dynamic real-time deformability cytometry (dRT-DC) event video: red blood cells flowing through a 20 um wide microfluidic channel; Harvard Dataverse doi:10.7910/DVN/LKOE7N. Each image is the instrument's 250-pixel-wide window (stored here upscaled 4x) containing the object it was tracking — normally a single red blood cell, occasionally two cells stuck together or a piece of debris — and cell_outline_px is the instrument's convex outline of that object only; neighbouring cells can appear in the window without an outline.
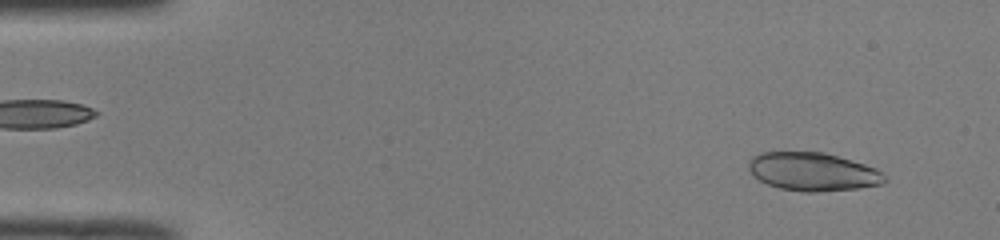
{"species": "common noctule bat (a hibernating species)", "species_latin": "Nyctalus noctula", "temperature_condition": "room temperature", "stored_images_in_passage": 48, "camera_frame_rate_fps": 3000, "um_per_image_px": 0.085, "animal": {"sex": "male", "body_mass_g": 19.0, "forearm_length_mm": 50.8}, "frame": {"image": 1, "passage_image": 3, "time_ms": 0.667, "image_size_px": [1000, 240], "cell_outline_px": [[888, 180], [884, 184], [856, 188], [816, 192], [804, 192], [780, 188], [768, 184], [760, 180], [748, 168], [748, 164], [752, 156], [760, 152], [824, 152], [864, 164], [876, 168], [888, 176]], "centroid_in_image_um": [69.13, 14.59], "position_along_channel_um": 15.9, "area_um2": 30.35}, "authors_computed_cell_mechanics": {"area_um2": 29.7959, "velocity_mm_per_s": 4.1021, "shape_relaxation_time_tau1_ms": 8.5651, "shape_relaxation_time_tau2_ms": 1.9704, "deformation_change_tau1": 0.2698, "deformation_change_tau2": 0.0818}}